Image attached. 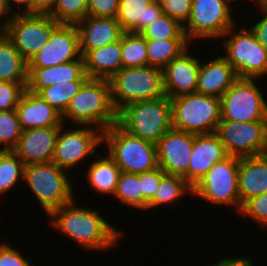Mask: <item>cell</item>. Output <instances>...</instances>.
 Instances as JSON below:
<instances>
[{
    "label": "cell",
    "mask_w": 267,
    "mask_h": 266,
    "mask_svg": "<svg viewBox=\"0 0 267 266\" xmlns=\"http://www.w3.org/2000/svg\"><path fill=\"white\" fill-rule=\"evenodd\" d=\"M109 81L112 104L117 112L129 103L165 96L163 70L157 67L122 68Z\"/></svg>",
    "instance_id": "5"
},
{
    "label": "cell",
    "mask_w": 267,
    "mask_h": 266,
    "mask_svg": "<svg viewBox=\"0 0 267 266\" xmlns=\"http://www.w3.org/2000/svg\"><path fill=\"white\" fill-rule=\"evenodd\" d=\"M215 134L230 156L261 155L266 149L267 120L235 122L221 119Z\"/></svg>",
    "instance_id": "13"
},
{
    "label": "cell",
    "mask_w": 267,
    "mask_h": 266,
    "mask_svg": "<svg viewBox=\"0 0 267 266\" xmlns=\"http://www.w3.org/2000/svg\"><path fill=\"white\" fill-rule=\"evenodd\" d=\"M84 71L89 78L110 79L122 69L121 38L84 56Z\"/></svg>",
    "instance_id": "26"
},
{
    "label": "cell",
    "mask_w": 267,
    "mask_h": 266,
    "mask_svg": "<svg viewBox=\"0 0 267 266\" xmlns=\"http://www.w3.org/2000/svg\"><path fill=\"white\" fill-rule=\"evenodd\" d=\"M188 39H146L148 65L164 69L173 59L190 48Z\"/></svg>",
    "instance_id": "29"
},
{
    "label": "cell",
    "mask_w": 267,
    "mask_h": 266,
    "mask_svg": "<svg viewBox=\"0 0 267 266\" xmlns=\"http://www.w3.org/2000/svg\"><path fill=\"white\" fill-rule=\"evenodd\" d=\"M117 124L126 132L157 144L172 129V105L167 96L136 101L117 112Z\"/></svg>",
    "instance_id": "3"
},
{
    "label": "cell",
    "mask_w": 267,
    "mask_h": 266,
    "mask_svg": "<svg viewBox=\"0 0 267 266\" xmlns=\"http://www.w3.org/2000/svg\"><path fill=\"white\" fill-rule=\"evenodd\" d=\"M165 174L160 167L141 173V192L144 196V211L148 210V203L153 199L161 178Z\"/></svg>",
    "instance_id": "41"
},
{
    "label": "cell",
    "mask_w": 267,
    "mask_h": 266,
    "mask_svg": "<svg viewBox=\"0 0 267 266\" xmlns=\"http://www.w3.org/2000/svg\"><path fill=\"white\" fill-rule=\"evenodd\" d=\"M185 194H193V187L181 176L165 174L155 191L153 199L148 203V209L178 202Z\"/></svg>",
    "instance_id": "30"
},
{
    "label": "cell",
    "mask_w": 267,
    "mask_h": 266,
    "mask_svg": "<svg viewBox=\"0 0 267 266\" xmlns=\"http://www.w3.org/2000/svg\"><path fill=\"white\" fill-rule=\"evenodd\" d=\"M200 60L196 92L221 98L238 79L233 67L223 56L205 63Z\"/></svg>",
    "instance_id": "23"
},
{
    "label": "cell",
    "mask_w": 267,
    "mask_h": 266,
    "mask_svg": "<svg viewBox=\"0 0 267 266\" xmlns=\"http://www.w3.org/2000/svg\"><path fill=\"white\" fill-rule=\"evenodd\" d=\"M194 134L170 129L157 142L159 167L169 175L183 177L188 172Z\"/></svg>",
    "instance_id": "16"
},
{
    "label": "cell",
    "mask_w": 267,
    "mask_h": 266,
    "mask_svg": "<svg viewBox=\"0 0 267 266\" xmlns=\"http://www.w3.org/2000/svg\"><path fill=\"white\" fill-rule=\"evenodd\" d=\"M79 35L75 24H59L48 42L28 62V67H51L78 60Z\"/></svg>",
    "instance_id": "15"
},
{
    "label": "cell",
    "mask_w": 267,
    "mask_h": 266,
    "mask_svg": "<svg viewBox=\"0 0 267 266\" xmlns=\"http://www.w3.org/2000/svg\"><path fill=\"white\" fill-rule=\"evenodd\" d=\"M239 164L240 157L230 155L215 163L193 187V196L216 205L235 206L239 213Z\"/></svg>",
    "instance_id": "9"
},
{
    "label": "cell",
    "mask_w": 267,
    "mask_h": 266,
    "mask_svg": "<svg viewBox=\"0 0 267 266\" xmlns=\"http://www.w3.org/2000/svg\"><path fill=\"white\" fill-rule=\"evenodd\" d=\"M222 1H224L225 3H227L231 8L233 7V6H231V5L229 4L231 0H222ZM232 1H236V0H232Z\"/></svg>",
    "instance_id": "49"
},
{
    "label": "cell",
    "mask_w": 267,
    "mask_h": 266,
    "mask_svg": "<svg viewBox=\"0 0 267 266\" xmlns=\"http://www.w3.org/2000/svg\"><path fill=\"white\" fill-rule=\"evenodd\" d=\"M66 171L53 162L31 164L24 168L23 181L48 215L74 199L75 190Z\"/></svg>",
    "instance_id": "7"
},
{
    "label": "cell",
    "mask_w": 267,
    "mask_h": 266,
    "mask_svg": "<svg viewBox=\"0 0 267 266\" xmlns=\"http://www.w3.org/2000/svg\"><path fill=\"white\" fill-rule=\"evenodd\" d=\"M257 78H238L222 95L221 119L235 122L267 120V99L259 90Z\"/></svg>",
    "instance_id": "10"
},
{
    "label": "cell",
    "mask_w": 267,
    "mask_h": 266,
    "mask_svg": "<svg viewBox=\"0 0 267 266\" xmlns=\"http://www.w3.org/2000/svg\"><path fill=\"white\" fill-rule=\"evenodd\" d=\"M24 168L25 164L13 151H0V195L11 191L19 179L23 181Z\"/></svg>",
    "instance_id": "34"
},
{
    "label": "cell",
    "mask_w": 267,
    "mask_h": 266,
    "mask_svg": "<svg viewBox=\"0 0 267 266\" xmlns=\"http://www.w3.org/2000/svg\"><path fill=\"white\" fill-rule=\"evenodd\" d=\"M71 202L53 210L48 216L54 229L75 241L88 251L109 250L119 242L123 232L109 224L96 209L79 207Z\"/></svg>",
    "instance_id": "1"
},
{
    "label": "cell",
    "mask_w": 267,
    "mask_h": 266,
    "mask_svg": "<svg viewBox=\"0 0 267 266\" xmlns=\"http://www.w3.org/2000/svg\"><path fill=\"white\" fill-rule=\"evenodd\" d=\"M85 82L69 81L53 84L41 89L37 94L62 115L68 107L70 100L80 91Z\"/></svg>",
    "instance_id": "33"
},
{
    "label": "cell",
    "mask_w": 267,
    "mask_h": 266,
    "mask_svg": "<svg viewBox=\"0 0 267 266\" xmlns=\"http://www.w3.org/2000/svg\"><path fill=\"white\" fill-rule=\"evenodd\" d=\"M256 5L261 8L263 13L262 19L251 26L250 29L254 33L259 43L267 50V2L255 1Z\"/></svg>",
    "instance_id": "44"
},
{
    "label": "cell",
    "mask_w": 267,
    "mask_h": 266,
    "mask_svg": "<svg viewBox=\"0 0 267 266\" xmlns=\"http://www.w3.org/2000/svg\"><path fill=\"white\" fill-rule=\"evenodd\" d=\"M122 68L148 65L146 39L140 33L124 32L121 36Z\"/></svg>",
    "instance_id": "31"
},
{
    "label": "cell",
    "mask_w": 267,
    "mask_h": 266,
    "mask_svg": "<svg viewBox=\"0 0 267 266\" xmlns=\"http://www.w3.org/2000/svg\"><path fill=\"white\" fill-rule=\"evenodd\" d=\"M87 13L88 0H58L49 15L59 24H76Z\"/></svg>",
    "instance_id": "36"
},
{
    "label": "cell",
    "mask_w": 267,
    "mask_h": 266,
    "mask_svg": "<svg viewBox=\"0 0 267 266\" xmlns=\"http://www.w3.org/2000/svg\"><path fill=\"white\" fill-rule=\"evenodd\" d=\"M61 118L63 124L68 118L79 127L95 125L102 132L117 123L109 79L89 78L70 100Z\"/></svg>",
    "instance_id": "2"
},
{
    "label": "cell",
    "mask_w": 267,
    "mask_h": 266,
    "mask_svg": "<svg viewBox=\"0 0 267 266\" xmlns=\"http://www.w3.org/2000/svg\"><path fill=\"white\" fill-rule=\"evenodd\" d=\"M59 25L49 14H13L2 31L29 62Z\"/></svg>",
    "instance_id": "11"
},
{
    "label": "cell",
    "mask_w": 267,
    "mask_h": 266,
    "mask_svg": "<svg viewBox=\"0 0 267 266\" xmlns=\"http://www.w3.org/2000/svg\"><path fill=\"white\" fill-rule=\"evenodd\" d=\"M0 81L28 83V62L3 32H0Z\"/></svg>",
    "instance_id": "27"
},
{
    "label": "cell",
    "mask_w": 267,
    "mask_h": 266,
    "mask_svg": "<svg viewBox=\"0 0 267 266\" xmlns=\"http://www.w3.org/2000/svg\"><path fill=\"white\" fill-rule=\"evenodd\" d=\"M140 34L145 39L161 40V39H187L183 31V25L177 20L162 14L151 24L146 26Z\"/></svg>",
    "instance_id": "35"
},
{
    "label": "cell",
    "mask_w": 267,
    "mask_h": 266,
    "mask_svg": "<svg viewBox=\"0 0 267 266\" xmlns=\"http://www.w3.org/2000/svg\"><path fill=\"white\" fill-rule=\"evenodd\" d=\"M89 76L84 71V60L61 63L51 67H28L27 90L37 94L41 89L57 83L69 81H87Z\"/></svg>",
    "instance_id": "21"
},
{
    "label": "cell",
    "mask_w": 267,
    "mask_h": 266,
    "mask_svg": "<svg viewBox=\"0 0 267 266\" xmlns=\"http://www.w3.org/2000/svg\"><path fill=\"white\" fill-rule=\"evenodd\" d=\"M61 126L32 128L22 131L13 152L27 165L52 162Z\"/></svg>",
    "instance_id": "17"
},
{
    "label": "cell",
    "mask_w": 267,
    "mask_h": 266,
    "mask_svg": "<svg viewBox=\"0 0 267 266\" xmlns=\"http://www.w3.org/2000/svg\"><path fill=\"white\" fill-rule=\"evenodd\" d=\"M240 209L248 199L267 192V156L241 157L238 169Z\"/></svg>",
    "instance_id": "24"
},
{
    "label": "cell",
    "mask_w": 267,
    "mask_h": 266,
    "mask_svg": "<svg viewBox=\"0 0 267 266\" xmlns=\"http://www.w3.org/2000/svg\"><path fill=\"white\" fill-rule=\"evenodd\" d=\"M10 12L11 11L8 8L6 0H0V23L1 21L3 22L2 24H0V32H2L5 29L8 22L13 18V14L9 16ZM5 16L7 18H5L4 20Z\"/></svg>",
    "instance_id": "48"
},
{
    "label": "cell",
    "mask_w": 267,
    "mask_h": 266,
    "mask_svg": "<svg viewBox=\"0 0 267 266\" xmlns=\"http://www.w3.org/2000/svg\"><path fill=\"white\" fill-rule=\"evenodd\" d=\"M231 9L222 0H192L190 18L183 26L187 39L223 37L235 25Z\"/></svg>",
    "instance_id": "12"
},
{
    "label": "cell",
    "mask_w": 267,
    "mask_h": 266,
    "mask_svg": "<svg viewBox=\"0 0 267 266\" xmlns=\"http://www.w3.org/2000/svg\"><path fill=\"white\" fill-rule=\"evenodd\" d=\"M102 143L121 172L140 174L159 167L157 145L126 132L117 123L102 132Z\"/></svg>",
    "instance_id": "4"
},
{
    "label": "cell",
    "mask_w": 267,
    "mask_h": 266,
    "mask_svg": "<svg viewBox=\"0 0 267 266\" xmlns=\"http://www.w3.org/2000/svg\"><path fill=\"white\" fill-rule=\"evenodd\" d=\"M28 83L0 81V111L15 110Z\"/></svg>",
    "instance_id": "39"
},
{
    "label": "cell",
    "mask_w": 267,
    "mask_h": 266,
    "mask_svg": "<svg viewBox=\"0 0 267 266\" xmlns=\"http://www.w3.org/2000/svg\"><path fill=\"white\" fill-rule=\"evenodd\" d=\"M188 51L162 69L164 92L169 99L196 92L200 60Z\"/></svg>",
    "instance_id": "18"
},
{
    "label": "cell",
    "mask_w": 267,
    "mask_h": 266,
    "mask_svg": "<svg viewBox=\"0 0 267 266\" xmlns=\"http://www.w3.org/2000/svg\"><path fill=\"white\" fill-rule=\"evenodd\" d=\"M6 2L11 12L13 11L12 8L15 9L16 7L20 8V6H24L23 12L16 10L15 12L13 11L12 14H32V0H6Z\"/></svg>",
    "instance_id": "47"
},
{
    "label": "cell",
    "mask_w": 267,
    "mask_h": 266,
    "mask_svg": "<svg viewBox=\"0 0 267 266\" xmlns=\"http://www.w3.org/2000/svg\"><path fill=\"white\" fill-rule=\"evenodd\" d=\"M119 0H88V16L116 18Z\"/></svg>",
    "instance_id": "42"
},
{
    "label": "cell",
    "mask_w": 267,
    "mask_h": 266,
    "mask_svg": "<svg viewBox=\"0 0 267 266\" xmlns=\"http://www.w3.org/2000/svg\"><path fill=\"white\" fill-rule=\"evenodd\" d=\"M114 196L124 205L144 210V196L141 192V173L121 172Z\"/></svg>",
    "instance_id": "32"
},
{
    "label": "cell",
    "mask_w": 267,
    "mask_h": 266,
    "mask_svg": "<svg viewBox=\"0 0 267 266\" xmlns=\"http://www.w3.org/2000/svg\"><path fill=\"white\" fill-rule=\"evenodd\" d=\"M209 266H253V261L249 257H227L222 258L219 262Z\"/></svg>",
    "instance_id": "46"
},
{
    "label": "cell",
    "mask_w": 267,
    "mask_h": 266,
    "mask_svg": "<svg viewBox=\"0 0 267 266\" xmlns=\"http://www.w3.org/2000/svg\"><path fill=\"white\" fill-rule=\"evenodd\" d=\"M65 127H60L52 162L68 171L89 155H96V147L102 144V131L92 126L67 130Z\"/></svg>",
    "instance_id": "14"
},
{
    "label": "cell",
    "mask_w": 267,
    "mask_h": 266,
    "mask_svg": "<svg viewBox=\"0 0 267 266\" xmlns=\"http://www.w3.org/2000/svg\"><path fill=\"white\" fill-rule=\"evenodd\" d=\"M240 27L239 32H235L233 26L223 35H229V38L223 42L226 55L222 56L233 67L238 78L261 79L267 75V50L246 24Z\"/></svg>",
    "instance_id": "8"
},
{
    "label": "cell",
    "mask_w": 267,
    "mask_h": 266,
    "mask_svg": "<svg viewBox=\"0 0 267 266\" xmlns=\"http://www.w3.org/2000/svg\"><path fill=\"white\" fill-rule=\"evenodd\" d=\"M22 133L16 110L0 111V151H13ZM2 144V145H1Z\"/></svg>",
    "instance_id": "37"
},
{
    "label": "cell",
    "mask_w": 267,
    "mask_h": 266,
    "mask_svg": "<svg viewBox=\"0 0 267 266\" xmlns=\"http://www.w3.org/2000/svg\"><path fill=\"white\" fill-rule=\"evenodd\" d=\"M15 110L22 131L63 125L61 114L38 94H34L27 89Z\"/></svg>",
    "instance_id": "22"
},
{
    "label": "cell",
    "mask_w": 267,
    "mask_h": 266,
    "mask_svg": "<svg viewBox=\"0 0 267 266\" xmlns=\"http://www.w3.org/2000/svg\"><path fill=\"white\" fill-rule=\"evenodd\" d=\"M162 14L158 0H119L116 19L124 32L140 33Z\"/></svg>",
    "instance_id": "25"
},
{
    "label": "cell",
    "mask_w": 267,
    "mask_h": 266,
    "mask_svg": "<svg viewBox=\"0 0 267 266\" xmlns=\"http://www.w3.org/2000/svg\"><path fill=\"white\" fill-rule=\"evenodd\" d=\"M163 8V14L185 25L192 10V0H158Z\"/></svg>",
    "instance_id": "40"
},
{
    "label": "cell",
    "mask_w": 267,
    "mask_h": 266,
    "mask_svg": "<svg viewBox=\"0 0 267 266\" xmlns=\"http://www.w3.org/2000/svg\"><path fill=\"white\" fill-rule=\"evenodd\" d=\"M98 158V159H97ZM121 170L115 161L108 156L96 155V161H93L88 167L87 181L96 192L105 195H114Z\"/></svg>",
    "instance_id": "28"
},
{
    "label": "cell",
    "mask_w": 267,
    "mask_h": 266,
    "mask_svg": "<svg viewBox=\"0 0 267 266\" xmlns=\"http://www.w3.org/2000/svg\"><path fill=\"white\" fill-rule=\"evenodd\" d=\"M228 156L225 146L215 133L194 134L188 172L183 178L194 187L215 163Z\"/></svg>",
    "instance_id": "19"
},
{
    "label": "cell",
    "mask_w": 267,
    "mask_h": 266,
    "mask_svg": "<svg viewBox=\"0 0 267 266\" xmlns=\"http://www.w3.org/2000/svg\"><path fill=\"white\" fill-rule=\"evenodd\" d=\"M79 35V50L83 57L88 51L120 40L124 31L116 18L86 16L75 24Z\"/></svg>",
    "instance_id": "20"
},
{
    "label": "cell",
    "mask_w": 267,
    "mask_h": 266,
    "mask_svg": "<svg viewBox=\"0 0 267 266\" xmlns=\"http://www.w3.org/2000/svg\"><path fill=\"white\" fill-rule=\"evenodd\" d=\"M264 154L267 156V141H266V149H265Z\"/></svg>",
    "instance_id": "50"
},
{
    "label": "cell",
    "mask_w": 267,
    "mask_h": 266,
    "mask_svg": "<svg viewBox=\"0 0 267 266\" xmlns=\"http://www.w3.org/2000/svg\"><path fill=\"white\" fill-rule=\"evenodd\" d=\"M250 217L264 229L267 228V192L245 201L238 213Z\"/></svg>",
    "instance_id": "38"
},
{
    "label": "cell",
    "mask_w": 267,
    "mask_h": 266,
    "mask_svg": "<svg viewBox=\"0 0 267 266\" xmlns=\"http://www.w3.org/2000/svg\"><path fill=\"white\" fill-rule=\"evenodd\" d=\"M0 266H34L27 260L21 251L12 248L7 243H0Z\"/></svg>",
    "instance_id": "43"
},
{
    "label": "cell",
    "mask_w": 267,
    "mask_h": 266,
    "mask_svg": "<svg viewBox=\"0 0 267 266\" xmlns=\"http://www.w3.org/2000/svg\"><path fill=\"white\" fill-rule=\"evenodd\" d=\"M58 0H32V14H49Z\"/></svg>",
    "instance_id": "45"
},
{
    "label": "cell",
    "mask_w": 267,
    "mask_h": 266,
    "mask_svg": "<svg viewBox=\"0 0 267 266\" xmlns=\"http://www.w3.org/2000/svg\"><path fill=\"white\" fill-rule=\"evenodd\" d=\"M170 101L172 129L195 135L215 133L221 120L220 98L194 92Z\"/></svg>",
    "instance_id": "6"
}]
</instances>
